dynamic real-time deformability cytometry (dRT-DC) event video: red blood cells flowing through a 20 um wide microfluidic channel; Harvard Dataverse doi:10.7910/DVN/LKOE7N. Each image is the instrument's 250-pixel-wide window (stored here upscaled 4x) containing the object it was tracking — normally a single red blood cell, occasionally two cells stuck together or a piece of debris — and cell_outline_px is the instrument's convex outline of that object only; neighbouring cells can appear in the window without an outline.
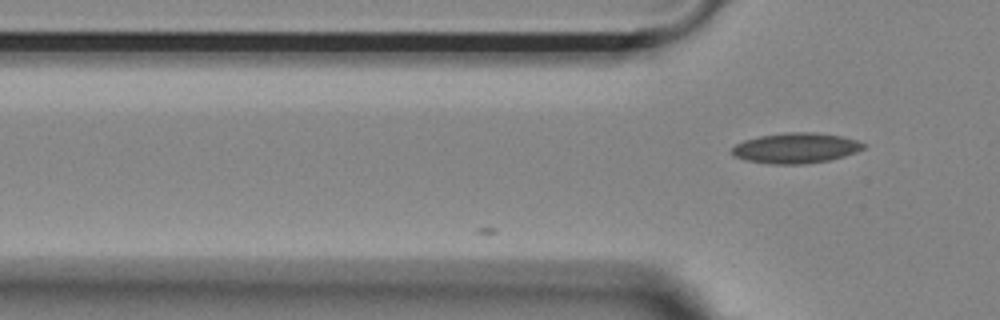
{"species": "Egyptian fruit bat (a non-hibernating species)", "species_latin": "Rousettus aegyptiacus", "temperature_condition": "room temperature", "stored_images_in_passage": 5, "camera_frame_rate_fps": 3000, "um_per_image_px": 0.085, "animal": {"sex": "female"}, "frame": {"image": 1, "passage_image": 5, "time_ms": 1.333, "image_size_px": [1000, 320], "cell_outline_px": [[868, 144], [864, 148], [856, 152], [844, 156], [828, 160], [804, 164], [772, 164], [744, 160], [732, 156], [728, 152], [736, 144], [744, 140], [760, 136], [784, 132], [816, 132], [844, 136]], "centroid_in_image_um": [67.63, 12.58], "position_along_channel_um": 58.2, "area_um2": 23.58}}